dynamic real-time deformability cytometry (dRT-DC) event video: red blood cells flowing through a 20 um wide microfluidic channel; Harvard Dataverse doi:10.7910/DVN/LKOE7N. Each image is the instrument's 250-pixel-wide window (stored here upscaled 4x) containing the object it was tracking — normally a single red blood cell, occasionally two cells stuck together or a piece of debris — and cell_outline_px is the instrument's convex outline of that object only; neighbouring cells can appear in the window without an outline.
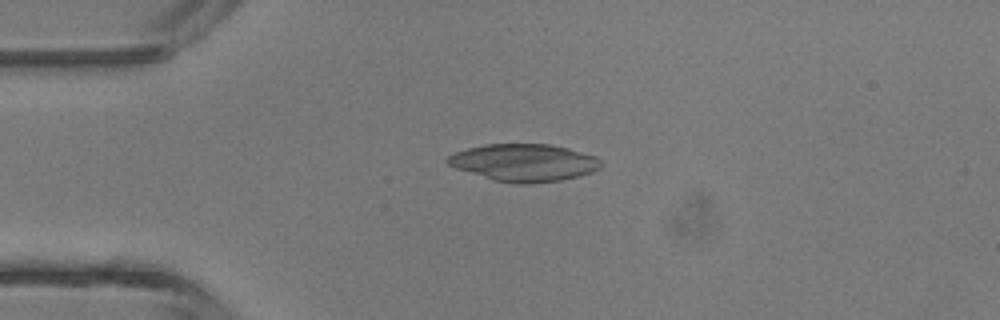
{"species": "common noctule bat (a hibernating species)", "species_latin": "Nyctalus noctula", "temperature_condition": "room temperature", "stored_images_in_passage": 4, "camera_frame_rate_fps": 3000, "um_per_image_px": 0.085, "animal": {"sex": "male", "body_mass_g": 13.3}, "frame": {"image": 1, "passage_image": 3, "time_ms": 2.333, "image_size_px": [1000, 320], "cell_outline_px": [[604, 164], [600, 168], [592, 172], [580, 176], [560, 180], [532, 184], [516, 184], [492, 180], [456, 168], [448, 164], [444, 160], [448, 156], [456, 152], [468, 148], [488, 144], [548, 144], [568, 148], [596, 156]], "centroid_in_image_um": [44.56, 13.83], "position_along_channel_um": 40.4, "area_um2": 33.52}}